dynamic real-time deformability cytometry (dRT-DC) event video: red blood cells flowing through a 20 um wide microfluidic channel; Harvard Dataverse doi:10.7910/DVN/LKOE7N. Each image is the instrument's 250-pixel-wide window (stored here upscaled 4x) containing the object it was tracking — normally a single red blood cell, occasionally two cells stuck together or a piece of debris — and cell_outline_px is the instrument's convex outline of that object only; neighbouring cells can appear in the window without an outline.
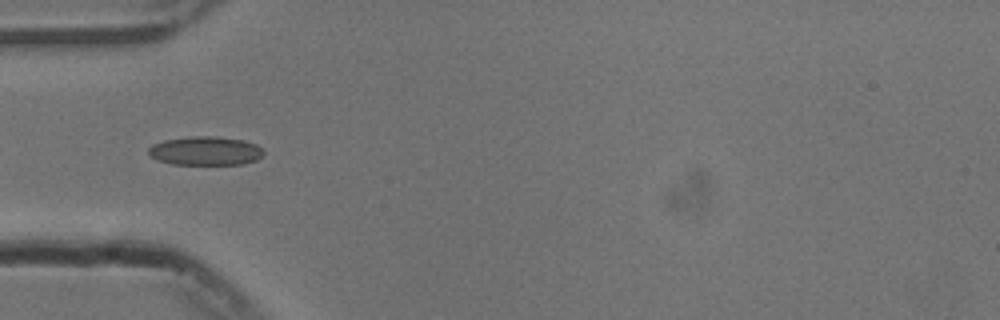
{"species": "common noctule bat (a hibernating species)", "species_latin": "Nyctalus noctula", "temperature_condition": "cold", "stored_images_in_passage": 4, "camera_frame_rate_fps": 3000, "um_per_image_px": 0.085, "animal": {"sex": "male", "body_mass_g": 13.3}, "frame": {"image": 1, "passage_image": 2, "time_ms": 0.333, "image_size_px": [1000, 320], "cell_outline_px": [[264, 152], [256, 160], [244, 164], [172, 164], [156, 160], [148, 152], [148, 148], [152, 144], [164, 140], [192, 136], [216, 136], [244, 140], [256, 144]], "centroid_in_image_um": [17.44, 12.82], "position_along_channel_um": 67.6, "area_um2": 19.31}}